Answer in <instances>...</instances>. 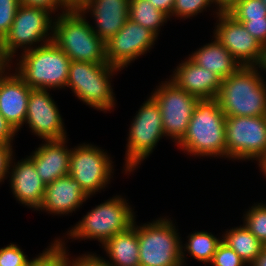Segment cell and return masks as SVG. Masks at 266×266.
Returning a JSON list of instances; mask_svg holds the SVG:
<instances>
[{"label": "cell", "mask_w": 266, "mask_h": 266, "mask_svg": "<svg viewBox=\"0 0 266 266\" xmlns=\"http://www.w3.org/2000/svg\"><path fill=\"white\" fill-rule=\"evenodd\" d=\"M226 116L218 100L199 99L186 134L177 144L187 154L226 158Z\"/></svg>", "instance_id": "6da1fadb"}, {"label": "cell", "mask_w": 266, "mask_h": 266, "mask_svg": "<svg viewBox=\"0 0 266 266\" xmlns=\"http://www.w3.org/2000/svg\"><path fill=\"white\" fill-rule=\"evenodd\" d=\"M86 18L74 5L65 13L56 15L52 41L72 61L107 63L105 43Z\"/></svg>", "instance_id": "7a4b0ae2"}, {"label": "cell", "mask_w": 266, "mask_h": 266, "mask_svg": "<svg viewBox=\"0 0 266 266\" xmlns=\"http://www.w3.org/2000/svg\"><path fill=\"white\" fill-rule=\"evenodd\" d=\"M256 66H242L222 79L216 97L225 116H266V82Z\"/></svg>", "instance_id": "3957f363"}, {"label": "cell", "mask_w": 266, "mask_h": 266, "mask_svg": "<svg viewBox=\"0 0 266 266\" xmlns=\"http://www.w3.org/2000/svg\"><path fill=\"white\" fill-rule=\"evenodd\" d=\"M21 54L15 72L30 88L65 89L72 60L53 41Z\"/></svg>", "instance_id": "277c9868"}, {"label": "cell", "mask_w": 266, "mask_h": 266, "mask_svg": "<svg viewBox=\"0 0 266 266\" xmlns=\"http://www.w3.org/2000/svg\"><path fill=\"white\" fill-rule=\"evenodd\" d=\"M118 71L108 63L71 61L66 87L86 105L107 112L116 103L110 78Z\"/></svg>", "instance_id": "5b68a950"}, {"label": "cell", "mask_w": 266, "mask_h": 266, "mask_svg": "<svg viewBox=\"0 0 266 266\" xmlns=\"http://www.w3.org/2000/svg\"><path fill=\"white\" fill-rule=\"evenodd\" d=\"M134 213L127 200L116 195L92 208L66 235L75 240H98L103 245L133 225L136 220Z\"/></svg>", "instance_id": "8992f818"}, {"label": "cell", "mask_w": 266, "mask_h": 266, "mask_svg": "<svg viewBox=\"0 0 266 266\" xmlns=\"http://www.w3.org/2000/svg\"><path fill=\"white\" fill-rule=\"evenodd\" d=\"M169 218L137 225L140 266H183L182 241Z\"/></svg>", "instance_id": "52a82bcc"}, {"label": "cell", "mask_w": 266, "mask_h": 266, "mask_svg": "<svg viewBox=\"0 0 266 266\" xmlns=\"http://www.w3.org/2000/svg\"><path fill=\"white\" fill-rule=\"evenodd\" d=\"M165 136L161 110L152 96L141 105L129 128L124 172L129 174L154 151Z\"/></svg>", "instance_id": "ba28073f"}, {"label": "cell", "mask_w": 266, "mask_h": 266, "mask_svg": "<svg viewBox=\"0 0 266 266\" xmlns=\"http://www.w3.org/2000/svg\"><path fill=\"white\" fill-rule=\"evenodd\" d=\"M54 19L52 13L46 9L20 4L10 31L4 37V47L8 56L11 59L16 57L18 48L25 52L38 47L36 44L39 42L41 45L51 42Z\"/></svg>", "instance_id": "9c48e42d"}, {"label": "cell", "mask_w": 266, "mask_h": 266, "mask_svg": "<svg viewBox=\"0 0 266 266\" xmlns=\"http://www.w3.org/2000/svg\"><path fill=\"white\" fill-rule=\"evenodd\" d=\"M226 158L260 160L266 154V116H226Z\"/></svg>", "instance_id": "30bf717a"}, {"label": "cell", "mask_w": 266, "mask_h": 266, "mask_svg": "<svg viewBox=\"0 0 266 266\" xmlns=\"http://www.w3.org/2000/svg\"><path fill=\"white\" fill-rule=\"evenodd\" d=\"M151 96L161 110L165 136L177 145L186 134L199 98L179 88L173 81H162Z\"/></svg>", "instance_id": "8fae6325"}, {"label": "cell", "mask_w": 266, "mask_h": 266, "mask_svg": "<svg viewBox=\"0 0 266 266\" xmlns=\"http://www.w3.org/2000/svg\"><path fill=\"white\" fill-rule=\"evenodd\" d=\"M112 163L100 147L83 143L71 149L69 175L91 197L110 183L114 170Z\"/></svg>", "instance_id": "7c38bea8"}, {"label": "cell", "mask_w": 266, "mask_h": 266, "mask_svg": "<svg viewBox=\"0 0 266 266\" xmlns=\"http://www.w3.org/2000/svg\"><path fill=\"white\" fill-rule=\"evenodd\" d=\"M157 37L150 29L128 19L125 25L105 43L107 63L121 70L127 68V65L153 47Z\"/></svg>", "instance_id": "4fadbf2b"}, {"label": "cell", "mask_w": 266, "mask_h": 266, "mask_svg": "<svg viewBox=\"0 0 266 266\" xmlns=\"http://www.w3.org/2000/svg\"><path fill=\"white\" fill-rule=\"evenodd\" d=\"M217 25L214 38L224 46L242 66H256L262 53V44L256 40L244 27L227 11L216 10Z\"/></svg>", "instance_id": "5bb4252c"}, {"label": "cell", "mask_w": 266, "mask_h": 266, "mask_svg": "<svg viewBox=\"0 0 266 266\" xmlns=\"http://www.w3.org/2000/svg\"><path fill=\"white\" fill-rule=\"evenodd\" d=\"M45 89L32 88L29 94L25 123L38 138L60 140L67 133L59 109Z\"/></svg>", "instance_id": "9a60e30c"}, {"label": "cell", "mask_w": 266, "mask_h": 266, "mask_svg": "<svg viewBox=\"0 0 266 266\" xmlns=\"http://www.w3.org/2000/svg\"><path fill=\"white\" fill-rule=\"evenodd\" d=\"M73 5L83 14L90 12L95 20L92 29L108 42L129 19V0H75Z\"/></svg>", "instance_id": "2e32d148"}, {"label": "cell", "mask_w": 266, "mask_h": 266, "mask_svg": "<svg viewBox=\"0 0 266 266\" xmlns=\"http://www.w3.org/2000/svg\"><path fill=\"white\" fill-rule=\"evenodd\" d=\"M14 160V156H12L8 172L11 192L18 202L37 210L42 204L46 184L41 180L29 157L22 158L18 162H14Z\"/></svg>", "instance_id": "e0dca14e"}, {"label": "cell", "mask_w": 266, "mask_h": 266, "mask_svg": "<svg viewBox=\"0 0 266 266\" xmlns=\"http://www.w3.org/2000/svg\"><path fill=\"white\" fill-rule=\"evenodd\" d=\"M176 66L169 78L179 88L199 99L216 98L222 84V78L196 64L190 57Z\"/></svg>", "instance_id": "ac0fdd59"}, {"label": "cell", "mask_w": 266, "mask_h": 266, "mask_svg": "<svg viewBox=\"0 0 266 266\" xmlns=\"http://www.w3.org/2000/svg\"><path fill=\"white\" fill-rule=\"evenodd\" d=\"M88 198L81 185L68 174L46 185L42 204L37 211L66 215L79 209Z\"/></svg>", "instance_id": "d6986e66"}, {"label": "cell", "mask_w": 266, "mask_h": 266, "mask_svg": "<svg viewBox=\"0 0 266 266\" xmlns=\"http://www.w3.org/2000/svg\"><path fill=\"white\" fill-rule=\"evenodd\" d=\"M31 89L16 72L1 80L0 113L16 132L25 123Z\"/></svg>", "instance_id": "ffe728a7"}, {"label": "cell", "mask_w": 266, "mask_h": 266, "mask_svg": "<svg viewBox=\"0 0 266 266\" xmlns=\"http://www.w3.org/2000/svg\"><path fill=\"white\" fill-rule=\"evenodd\" d=\"M66 143L67 138L45 140L28 156L46 185L69 174L71 148L69 149Z\"/></svg>", "instance_id": "44dd1931"}, {"label": "cell", "mask_w": 266, "mask_h": 266, "mask_svg": "<svg viewBox=\"0 0 266 266\" xmlns=\"http://www.w3.org/2000/svg\"><path fill=\"white\" fill-rule=\"evenodd\" d=\"M189 57L199 66L219 75L222 79L237 72L242 65L215 38L214 41L197 49Z\"/></svg>", "instance_id": "7402d4cb"}, {"label": "cell", "mask_w": 266, "mask_h": 266, "mask_svg": "<svg viewBox=\"0 0 266 266\" xmlns=\"http://www.w3.org/2000/svg\"><path fill=\"white\" fill-rule=\"evenodd\" d=\"M102 248L111 259L106 260L111 266H140L136 222L128 230L109 238Z\"/></svg>", "instance_id": "603a6c76"}, {"label": "cell", "mask_w": 266, "mask_h": 266, "mask_svg": "<svg viewBox=\"0 0 266 266\" xmlns=\"http://www.w3.org/2000/svg\"><path fill=\"white\" fill-rule=\"evenodd\" d=\"M225 233L222 236V242L233 249L248 266L258 258L265 248L244 225L227 229Z\"/></svg>", "instance_id": "cb8c5ba5"}, {"label": "cell", "mask_w": 266, "mask_h": 266, "mask_svg": "<svg viewBox=\"0 0 266 266\" xmlns=\"http://www.w3.org/2000/svg\"><path fill=\"white\" fill-rule=\"evenodd\" d=\"M187 238L188 242L184 244L185 246L183 244L181 246L182 265L186 264L184 263L186 258L185 251L197 261L203 262L204 264L211 263L218 245L222 242V238L219 239L212 233L206 231L193 232L192 234H189Z\"/></svg>", "instance_id": "d4e9b609"}, {"label": "cell", "mask_w": 266, "mask_h": 266, "mask_svg": "<svg viewBox=\"0 0 266 266\" xmlns=\"http://www.w3.org/2000/svg\"><path fill=\"white\" fill-rule=\"evenodd\" d=\"M128 13L130 20L150 29L157 36L164 22L169 20L165 13L153 7L148 0H129Z\"/></svg>", "instance_id": "484cf974"}, {"label": "cell", "mask_w": 266, "mask_h": 266, "mask_svg": "<svg viewBox=\"0 0 266 266\" xmlns=\"http://www.w3.org/2000/svg\"><path fill=\"white\" fill-rule=\"evenodd\" d=\"M48 247L34 259L28 260L26 266H69L65 240L57 238Z\"/></svg>", "instance_id": "4316f807"}, {"label": "cell", "mask_w": 266, "mask_h": 266, "mask_svg": "<svg viewBox=\"0 0 266 266\" xmlns=\"http://www.w3.org/2000/svg\"><path fill=\"white\" fill-rule=\"evenodd\" d=\"M244 215L243 225L266 247V204L257 203Z\"/></svg>", "instance_id": "83f0119b"}, {"label": "cell", "mask_w": 266, "mask_h": 266, "mask_svg": "<svg viewBox=\"0 0 266 266\" xmlns=\"http://www.w3.org/2000/svg\"><path fill=\"white\" fill-rule=\"evenodd\" d=\"M226 11L236 20L266 18V6L261 0H237Z\"/></svg>", "instance_id": "f1b7e54d"}, {"label": "cell", "mask_w": 266, "mask_h": 266, "mask_svg": "<svg viewBox=\"0 0 266 266\" xmlns=\"http://www.w3.org/2000/svg\"><path fill=\"white\" fill-rule=\"evenodd\" d=\"M211 4H215L213 0H175L171 17H180L185 20L202 13Z\"/></svg>", "instance_id": "f546056e"}, {"label": "cell", "mask_w": 266, "mask_h": 266, "mask_svg": "<svg viewBox=\"0 0 266 266\" xmlns=\"http://www.w3.org/2000/svg\"><path fill=\"white\" fill-rule=\"evenodd\" d=\"M211 264L213 266H248L233 249L223 242L218 245Z\"/></svg>", "instance_id": "4dcf8cb0"}, {"label": "cell", "mask_w": 266, "mask_h": 266, "mask_svg": "<svg viewBox=\"0 0 266 266\" xmlns=\"http://www.w3.org/2000/svg\"><path fill=\"white\" fill-rule=\"evenodd\" d=\"M19 5V0H0V36L3 38L10 31Z\"/></svg>", "instance_id": "1f68e13d"}, {"label": "cell", "mask_w": 266, "mask_h": 266, "mask_svg": "<svg viewBox=\"0 0 266 266\" xmlns=\"http://www.w3.org/2000/svg\"><path fill=\"white\" fill-rule=\"evenodd\" d=\"M28 260V256L16 244L10 243L0 248V266H26Z\"/></svg>", "instance_id": "d6a6232c"}, {"label": "cell", "mask_w": 266, "mask_h": 266, "mask_svg": "<svg viewBox=\"0 0 266 266\" xmlns=\"http://www.w3.org/2000/svg\"><path fill=\"white\" fill-rule=\"evenodd\" d=\"M20 4L25 6H32L42 8L50 11L52 14L60 9L65 13L73 6L72 0H19ZM61 7V8H60Z\"/></svg>", "instance_id": "836d02e7"}, {"label": "cell", "mask_w": 266, "mask_h": 266, "mask_svg": "<svg viewBox=\"0 0 266 266\" xmlns=\"http://www.w3.org/2000/svg\"><path fill=\"white\" fill-rule=\"evenodd\" d=\"M237 21L241 22L247 31L262 45L266 44V18Z\"/></svg>", "instance_id": "e575fe53"}, {"label": "cell", "mask_w": 266, "mask_h": 266, "mask_svg": "<svg viewBox=\"0 0 266 266\" xmlns=\"http://www.w3.org/2000/svg\"><path fill=\"white\" fill-rule=\"evenodd\" d=\"M13 145L0 142V183L9 176L10 161L13 156Z\"/></svg>", "instance_id": "d590c367"}, {"label": "cell", "mask_w": 266, "mask_h": 266, "mask_svg": "<svg viewBox=\"0 0 266 266\" xmlns=\"http://www.w3.org/2000/svg\"><path fill=\"white\" fill-rule=\"evenodd\" d=\"M106 259L97 256L96 253L83 254L77 258L69 259V266H111Z\"/></svg>", "instance_id": "8d00e7d4"}, {"label": "cell", "mask_w": 266, "mask_h": 266, "mask_svg": "<svg viewBox=\"0 0 266 266\" xmlns=\"http://www.w3.org/2000/svg\"><path fill=\"white\" fill-rule=\"evenodd\" d=\"M16 133L17 132L0 113V142L12 145L11 143H13L12 141Z\"/></svg>", "instance_id": "74e56055"}, {"label": "cell", "mask_w": 266, "mask_h": 266, "mask_svg": "<svg viewBox=\"0 0 266 266\" xmlns=\"http://www.w3.org/2000/svg\"><path fill=\"white\" fill-rule=\"evenodd\" d=\"M148 2L171 18L175 0H148Z\"/></svg>", "instance_id": "f35d334b"}, {"label": "cell", "mask_w": 266, "mask_h": 266, "mask_svg": "<svg viewBox=\"0 0 266 266\" xmlns=\"http://www.w3.org/2000/svg\"><path fill=\"white\" fill-rule=\"evenodd\" d=\"M12 59L8 56L4 47V38L0 36V68H10L12 64ZM11 63V64H9Z\"/></svg>", "instance_id": "ab89813d"}, {"label": "cell", "mask_w": 266, "mask_h": 266, "mask_svg": "<svg viewBox=\"0 0 266 266\" xmlns=\"http://www.w3.org/2000/svg\"><path fill=\"white\" fill-rule=\"evenodd\" d=\"M218 10H228L237 0H213Z\"/></svg>", "instance_id": "60d3db41"}, {"label": "cell", "mask_w": 266, "mask_h": 266, "mask_svg": "<svg viewBox=\"0 0 266 266\" xmlns=\"http://www.w3.org/2000/svg\"><path fill=\"white\" fill-rule=\"evenodd\" d=\"M250 266H266V247L262 250L258 258Z\"/></svg>", "instance_id": "b9f144b4"}, {"label": "cell", "mask_w": 266, "mask_h": 266, "mask_svg": "<svg viewBox=\"0 0 266 266\" xmlns=\"http://www.w3.org/2000/svg\"><path fill=\"white\" fill-rule=\"evenodd\" d=\"M259 70H265L266 72V44L262 45V53H261V58L259 60V63L256 65Z\"/></svg>", "instance_id": "7bdbcfd3"}, {"label": "cell", "mask_w": 266, "mask_h": 266, "mask_svg": "<svg viewBox=\"0 0 266 266\" xmlns=\"http://www.w3.org/2000/svg\"><path fill=\"white\" fill-rule=\"evenodd\" d=\"M257 162L259 163L258 165L260 167V170L263 172V174L266 177V154Z\"/></svg>", "instance_id": "ee69618b"}, {"label": "cell", "mask_w": 266, "mask_h": 266, "mask_svg": "<svg viewBox=\"0 0 266 266\" xmlns=\"http://www.w3.org/2000/svg\"><path fill=\"white\" fill-rule=\"evenodd\" d=\"M9 68H0V83H1V80L9 73L11 72L10 69L7 70ZM8 71V72H7Z\"/></svg>", "instance_id": "f6af8a7d"}]
</instances>
